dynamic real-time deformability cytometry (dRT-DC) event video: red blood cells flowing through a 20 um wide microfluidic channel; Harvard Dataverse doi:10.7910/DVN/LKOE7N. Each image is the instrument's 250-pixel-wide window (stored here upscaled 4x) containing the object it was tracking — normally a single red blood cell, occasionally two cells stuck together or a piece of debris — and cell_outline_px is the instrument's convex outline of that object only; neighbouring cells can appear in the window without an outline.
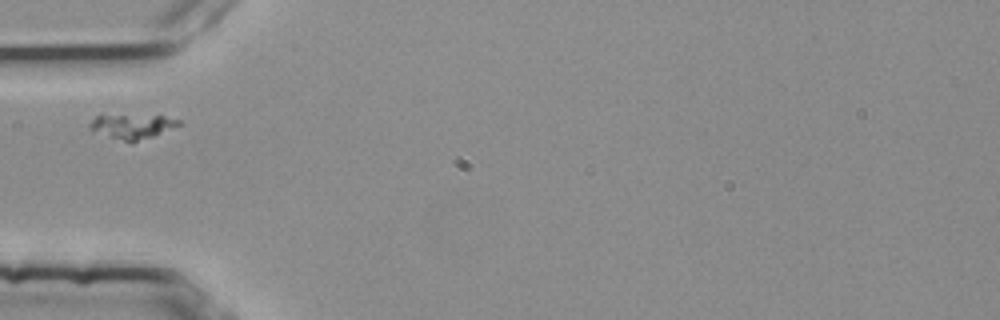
{"species": "common noctule bat (a hibernating species)", "species_latin": "Nyctalus noctula", "temperature_condition": "room temperature", "stored_images_in_passage": 39, "camera_frame_rate_fps": 3000, "um_per_image_px": 0.085, "animal": {"sex": "female", "body_mass_g": 25.1}, "frame": {"image": 1, "passage_image": 1, "time_ms": 0.0, "image_size_px": [1000, 320], "cell_outline_px": [[184, 124], [152, 136], [136, 140], [124, 140], [88, 128], [88, 124], [96, 116], [164, 116], [180, 120]], "centroid_in_image_um": [11.32, 10.71], "position_along_channel_um": 73.7, "area_um2": 11.91}}
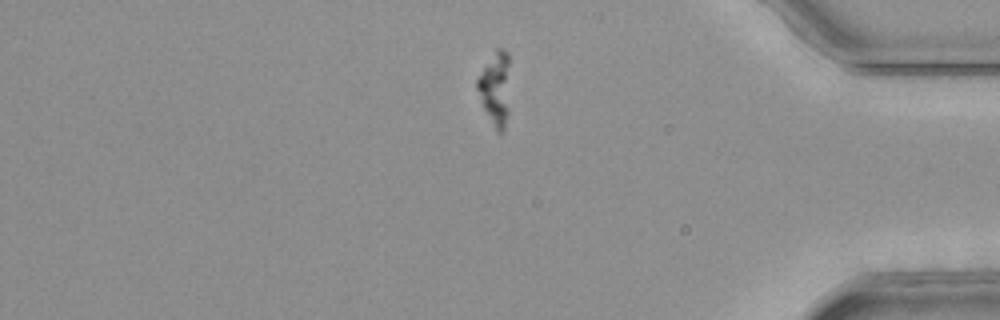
{"frame": {"image": 2, "passage_image": 30, "time_ms": 9.667, "image_size_px": [1000, 320], "cell_outline_px": [[508, 112], [504, 132], [496, 132], [484, 108], [476, 88], [476, 80], [496, 48], [504, 48], [508, 52]], "centroid_in_image_um": [42.1, 7.53], "position_along_channel_um": 393.1, "area_um2": 13.76}}
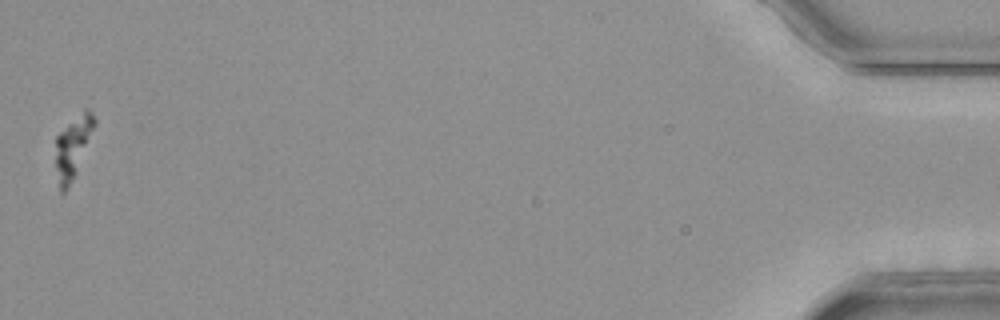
{"frame": {"image": 3, "passage_image": 39, "time_ms": 12.667, "image_size_px": [1000, 320], "cell_outline_px": [[96, 124], [76, 172], [68, 188], [64, 192], [60, 192], [56, 168], [56, 136], [84, 108], [88, 108], [92, 112], [96, 120]], "centroid_in_image_um": [6.21, 12.45], "position_along_channel_um": 429.0, "area_um2": 13.7}}